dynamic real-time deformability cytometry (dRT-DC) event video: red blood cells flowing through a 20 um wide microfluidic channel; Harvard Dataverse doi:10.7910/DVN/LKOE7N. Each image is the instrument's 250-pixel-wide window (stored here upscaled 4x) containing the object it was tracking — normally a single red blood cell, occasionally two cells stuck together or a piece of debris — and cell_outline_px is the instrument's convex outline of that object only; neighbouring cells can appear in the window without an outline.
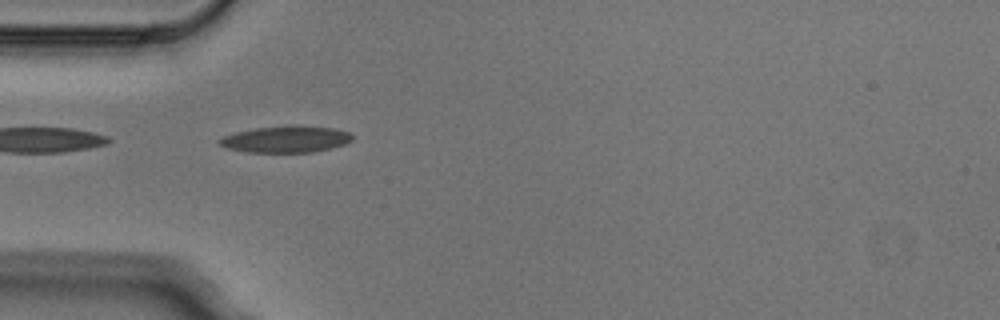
{"species": "Egyptian fruit bat (a non-hibernating species)", "species_latin": "Rousettus aegyptiacus", "temperature_condition": "cold", "stored_images_in_passage": 7, "camera_frame_rate_fps": 3000, "um_per_image_px": 0.085, "animal": {"sex": "male"}, "frame": {"image": 1, "passage_image": 4, "time_ms": 1.0, "image_size_px": [1000, 320], "cell_outline_px": [[352, 140], [344, 144], [332, 148], [312, 152], [244, 152], [228, 148], [220, 144], [216, 140], [224, 136], [236, 132], [256, 128], [288, 124], [332, 128], [348, 132], [352, 136]], "centroid_in_image_um": [24.29, 11.83], "position_along_channel_um": 60.7, "area_um2": 20.63}}
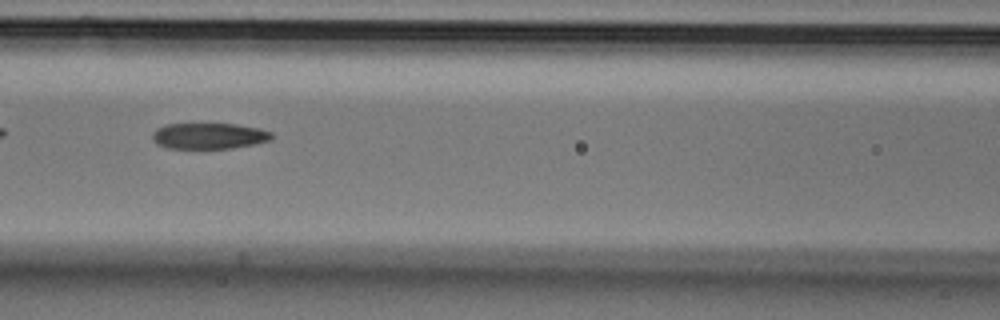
{"frame": {"image": 2, "passage_image": 6, "time_ms": 1.667, "image_size_px": [1000, 320], "cell_outline_px": [[272, 140], [232, 148], [168, 148], [156, 144], [152, 140], [152, 132], [156, 128], [164, 124], [236, 124], [260, 128], [272, 132]], "centroid_in_image_um": [17.73, 11.55], "position_along_channel_um": 148.9, "area_um2": 18.15}}
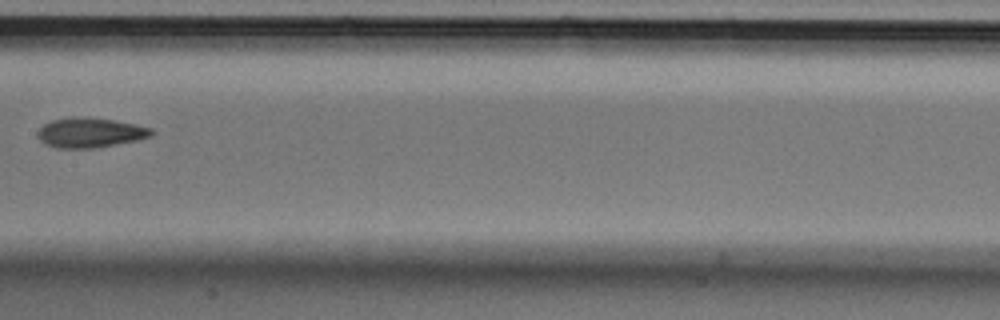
{"frame": {"image": 3, "passage_image": 7, "time_ms": 2.0, "image_size_px": [1000, 320], "cell_outline_px": [[152, 136], [136, 140], [92, 148], [56, 148], [44, 144], [40, 140], [36, 132], [44, 124], [52, 120], [72, 116], [76, 116], [112, 120], [136, 124], [152, 128]], "centroid_in_image_um": [7.62, 11.27], "position_along_channel_um": 199.8, "area_um2": 19.65}}